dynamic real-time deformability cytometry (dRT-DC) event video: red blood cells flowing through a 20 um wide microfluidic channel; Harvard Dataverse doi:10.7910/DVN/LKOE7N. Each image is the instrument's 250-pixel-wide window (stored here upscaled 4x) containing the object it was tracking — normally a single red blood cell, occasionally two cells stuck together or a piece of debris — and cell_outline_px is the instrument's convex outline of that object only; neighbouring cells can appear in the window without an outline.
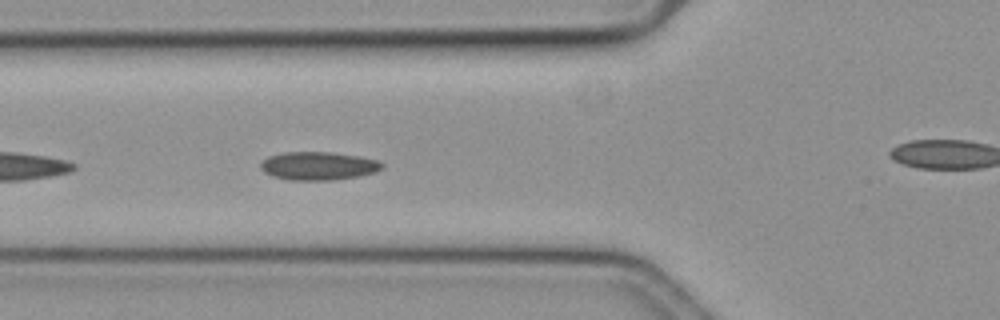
{"species": "common noctule bat (a hibernating species)", "species_latin": "Nyctalus noctula", "temperature_condition": "cold", "stored_images_in_passage": 43, "camera_frame_rate_fps": 3000, "um_per_image_px": 0.085, "animal": {"sex": "female", "body_mass_g": 19.3, "forearm_length_mm": 54.1}, "frame": {"image": 1, "passage_image": 5, "time_ms": 1.333, "image_size_px": [1000, 320], "cell_outline_px": [[384, 168], [376, 172], [360, 176], [332, 180], [288, 180], [272, 176], [264, 172], [260, 168], [260, 164], [268, 156], [284, 152], [332, 152], [380, 160], [384, 164]], "centroid_in_image_um": [27.08, 14.1], "position_along_channel_um": 98.7, "area_um2": 20.17}}
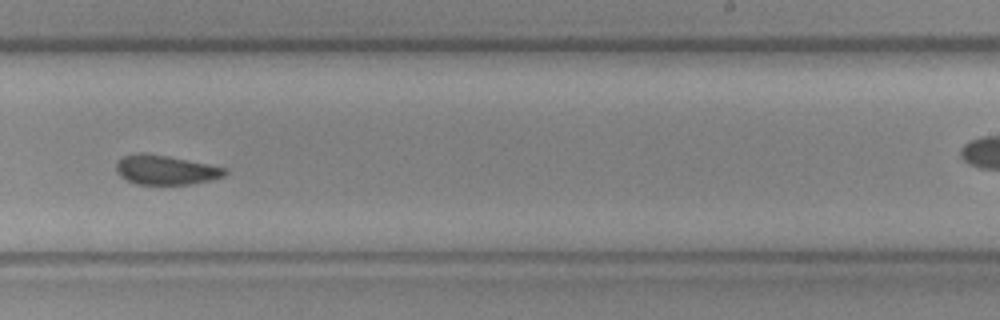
{"frame": {"image": 2, "passage_image": 20, "time_ms": 6.333, "image_size_px": [1000, 320], "cell_outline_px": [[228, 172], [224, 176], [212, 180], [192, 184], [136, 184], [120, 176], [116, 172], [116, 164], [124, 156], [140, 152], [144, 152], [168, 156], [228, 168]], "centroid_in_image_um": [14.11, 14.44], "position_along_channel_um": 274.9, "area_um2": 18.67}}
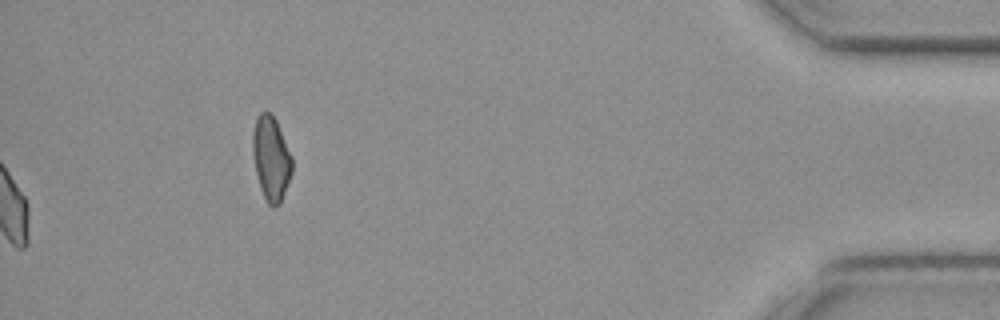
{"frame": {"image": 3, "passage_image": 43, "time_ms": 14.0, "image_size_px": [1000, 320], "cell_outline_px": [[292, 172], [280, 204], [272, 208], [268, 204], [260, 188], [256, 172], [252, 152], [252, 132], [256, 120], [260, 112], [272, 112], [276, 120], [292, 156]], "centroid_in_image_um": [23.04, 13.46], "position_along_channel_um": 412.2, "area_um2": 19.36}, "authors_computed_cell_mechanics": {"area_um2": 19.4208, "velocity_mm_per_s": 3.5221, "shape_relaxation_time_tau1_ms": null, "shape_relaxation_time_tau2_ms": 4.0217, "deformation_change_tau1": null, "deformation_change_tau2": 0.0951}}